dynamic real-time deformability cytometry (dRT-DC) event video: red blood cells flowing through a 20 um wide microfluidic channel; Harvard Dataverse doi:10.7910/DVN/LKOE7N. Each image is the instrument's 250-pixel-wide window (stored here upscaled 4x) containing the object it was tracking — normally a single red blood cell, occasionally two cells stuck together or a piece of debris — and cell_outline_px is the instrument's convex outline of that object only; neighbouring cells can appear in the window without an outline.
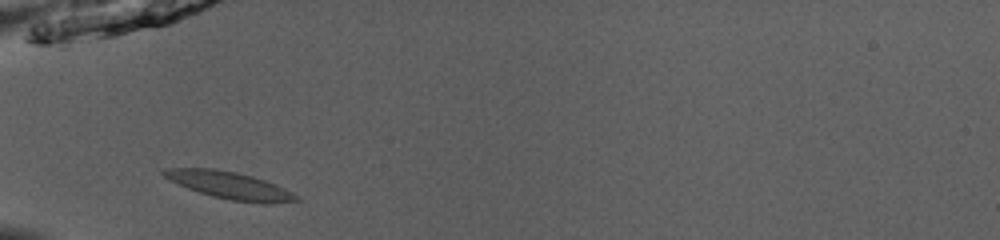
{"species": "common noctule bat (a hibernating species)", "species_latin": "Nyctalus noctula", "temperature_condition": "room temperature", "stored_images_in_passage": 34, "camera_frame_rate_fps": 3000, "um_per_image_px": 0.085, "animal": {"sex": "male", "body_mass_g": 13.0, "forearm_length_mm": 53.1}, "frame": {"image": 1, "passage_image": 2, "time_ms": 0.333, "image_size_px": [1000, 240], "cell_outline_px": [[300, 200], [232, 200], [212, 196], [188, 188], [164, 176], [160, 172], [164, 168], [216, 168], [236, 172], [252, 176], [264, 180], [284, 188], [300, 196]], "centroid_in_image_um": [19.39, 15.68], "position_along_channel_um": 65.6, "area_um2": 19.83}}
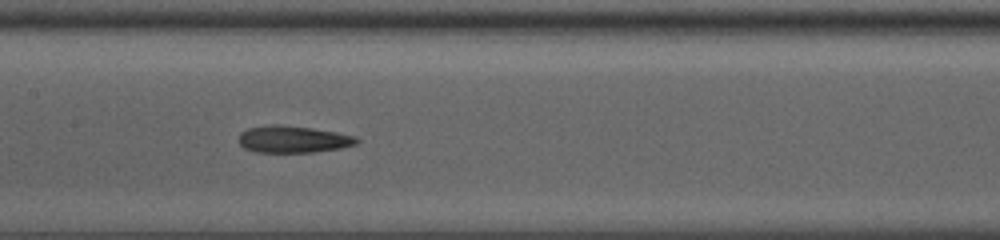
{"frame": {"image": 2, "passage_image": 11, "time_ms": 3.333, "image_size_px": [1000, 240], "cell_outline_px": [[360, 140], [356, 144], [340, 148], [312, 152], [256, 152], [244, 148], [240, 144], [240, 132], [248, 128], [272, 124], [280, 124], [312, 128], [336, 132], [356, 136]], "centroid_in_image_um": [24.92, 11.83], "position_along_channel_um": 182.5, "area_um2": 18.5}}
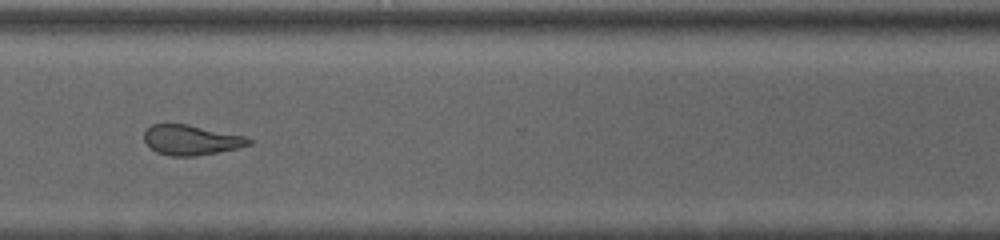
{"frame": {"image": 3, "passage_image": 24, "time_ms": 7.667, "image_size_px": [1000, 240], "cell_outline_px": [[252, 144], [236, 148], [196, 156], [172, 156], [156, 152], [144, 140], [144, 132], [152, 124], [188, 124], [244, 136], [252, 140]], "centroid_in_image_um": [16.24, 11.9], "position_along_channel_um": 354.4, "area_um2": 18.09}, "authors_computed_cell_mechanics": {"area_um2": 18.4382, "velocity_mm_per_s": 3.9814, "shape_relaxation_time_tau1_ms": null, "shape_relaxation_time_tau2_ms": 3.4322, "deformation_change_tau1": null, "deformation_change_tau2": 0.1164}}